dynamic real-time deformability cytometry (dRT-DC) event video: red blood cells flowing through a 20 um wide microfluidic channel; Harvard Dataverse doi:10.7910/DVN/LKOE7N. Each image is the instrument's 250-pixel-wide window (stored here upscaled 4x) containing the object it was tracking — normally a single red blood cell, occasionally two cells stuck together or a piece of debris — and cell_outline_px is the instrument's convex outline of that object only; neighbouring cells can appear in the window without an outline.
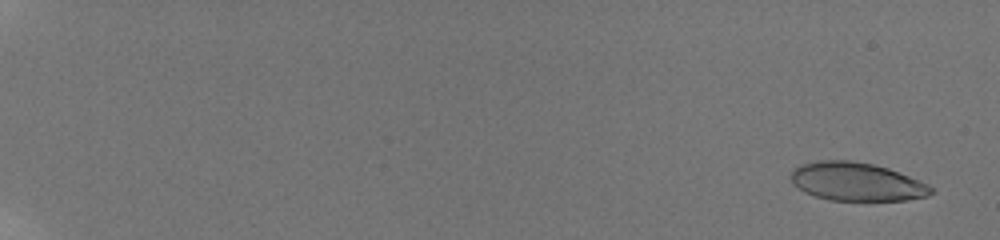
{"species": "human", "species_latin": "Homo sapiens", "temperature_condition": "room temperature", "stored_images_in_passage": 59, "camera_frame_rate_fps": 3000, "um_per_image_px": 0.085, "donor": {"sex": "male"}, "frame": {"image": 1, "passage_image": 3, "time_ms": 0.667, "image_size_px": [1000, 240], "cell_outline_px": [[932, 192], [928, 196], [908, 200], [828, 200], [804, 192], [792, 184], [792, 168], [800, 164], [816, 160], [852, 160], [872, 164], [888, 168], [928, 184], [932, 188]], "centroid_in_image_um": [72.77, 15.44], "position_along_channel_um": 12.2, "area_um2": 31.33}}
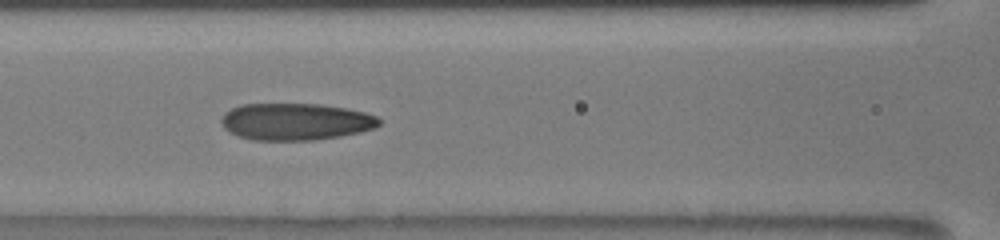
{"frame": {"image": 2, "passage_image": 31, "time_ms": 10.0, "image_size_px": [1000, 240], "cell_outline_px": [[380, 124], [376, 128], [360, 132], [340, 136], [316, 140], [252, 140], [240, 136], [224, 128], [220, 120], [224, 112], [240, 104], [320, 104], [348, 108], [364, 112], [376, 116], [380, 120]], "centroid_in_image_um": [25.14, 10.33], "position_along_channel_um": 141.5, "area_um2": 34.1}}
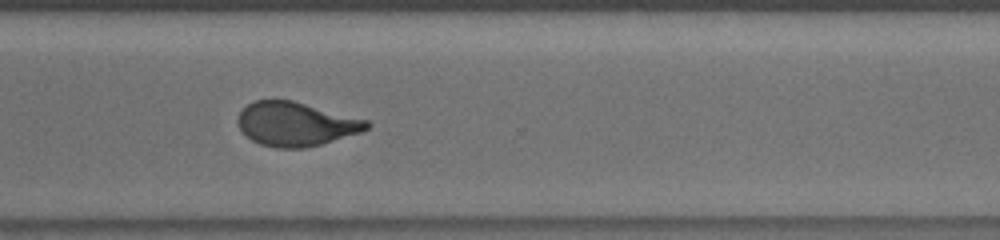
{"frame": {"image": 3, "passage_image": 47, "time_ms": 15.333, "image_size_px": [1000, 240], "cell_outline_px": [[372, 124], [368, 128], [360, 132], [320, 144], [304, 148], [276, 148], [260, 144], [252, 140], [240, 128], [236, 120], [240, 112], [248, 104], [256, 100], [292, 100], [368, 120]], "centroid_in_image_um": [25.14, 10.54], "position_along_channel_um": 345.5, "area_um2": 32.71}, "authors_computed_cell_mechanics": {"area_um2": 33.0616, "velocity_mm_per_s": 3.8399, "shape_relaxation_time_tau1_ms": 5.3067, "shape_relaxation_time_tau2_ms": 1.2546, "deformation_change_tau1": 0.2082, "deformation_change_tau2": 0.0943}}